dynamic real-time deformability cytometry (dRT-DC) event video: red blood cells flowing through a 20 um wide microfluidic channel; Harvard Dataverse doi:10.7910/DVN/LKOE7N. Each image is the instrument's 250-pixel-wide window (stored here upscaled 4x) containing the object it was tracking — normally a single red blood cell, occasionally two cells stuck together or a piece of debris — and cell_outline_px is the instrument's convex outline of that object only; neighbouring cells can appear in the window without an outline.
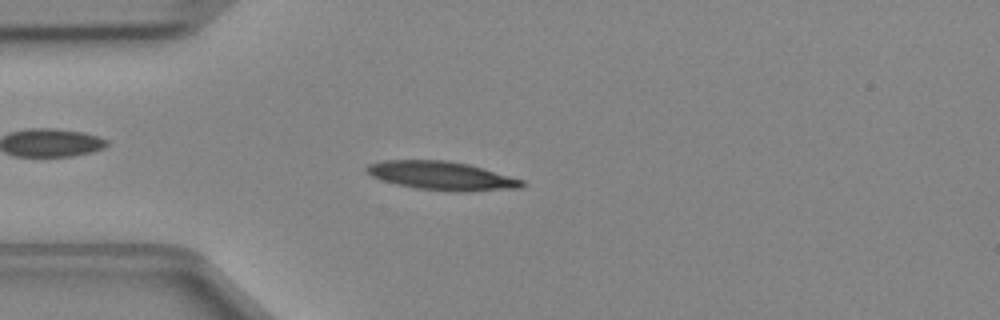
{"species": "Egyptian fruit bat (a non-hibernating species)", "species_latin": "Rousettus aegyptiacus", "temperature_condition": "cold", "stored_images_in_passage": 46, "camera_frame_rate_fps": 3000, "um_per_image_px": 0.085, "animal": {"sex": "female"}, "frame": {"image": 1, "passage_image": 11, "time_ms": 3.333, "image_size_px": [1000, 320], "cell_outline_px": [[524, 184], [520, 188], [468, 192], [452, 192], [416, 188], [396, 184], [372, 176], [364, 168], [368, 164], [384, 160], [448, 160], [468, 164], [484, 168], [524, 180]], "centroid_in_image_um": [37.57, 14.94], "position_along_channel_um": 47.4, "area_um2": 26.01}}
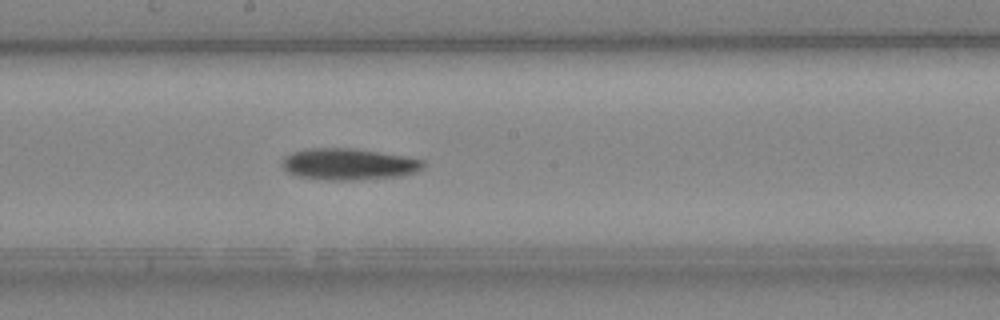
{"frame": {"image": 2, "passage_image": 24, "time_ms": 7.667, "image_size_px": [1000, 320], "cell_outline_px": [[424, 168], [416, 172], [400, 176], [352, 180], [324, 180], [300, 176], [288, 172], [284, 168], [284, 156], [292, 152], [304, 148], [352, 148], [380, 152], [404, 156], [424, 160]], "centroid_in_image_um": [29.66, 13.95], "position_along_channel_um": 218.5, "area_um2": 25.84}}
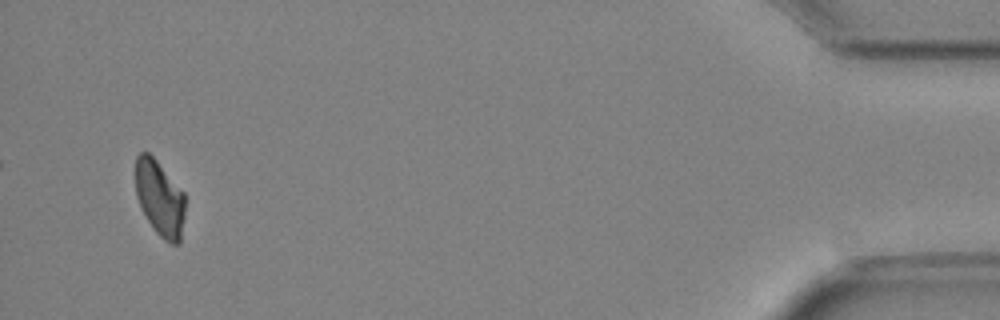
{"frame": {"image": 3, "passage_image": 44, "time_ms": 14.333, "image_size_px": [1000, 320], "cell_outline_px": [[184, 216], [180, 244], [172, 244], [164, 240], [156, 232], [140, 208], [136, 196], [136, 156], [140, 152], [148, 152], [156, 160], [184, 192]], "centroid_in_image_um": [13.57, 16.86], "position_along_channel_um": 421.6, "area_um2": 21.79}}